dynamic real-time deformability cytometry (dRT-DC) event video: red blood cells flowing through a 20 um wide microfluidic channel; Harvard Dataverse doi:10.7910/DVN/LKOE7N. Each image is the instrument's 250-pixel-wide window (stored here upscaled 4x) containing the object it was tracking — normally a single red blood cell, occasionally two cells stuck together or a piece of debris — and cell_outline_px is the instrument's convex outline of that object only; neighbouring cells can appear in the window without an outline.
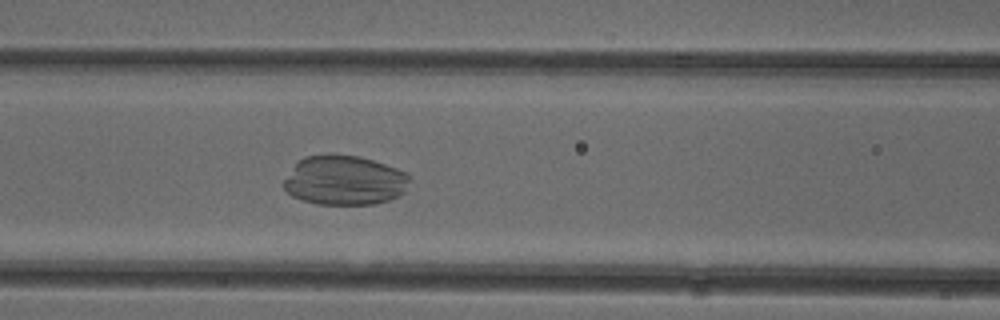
{"species": "common noctule bat (a hibernating species)", "species_latin": "Nyctalus noctula", "temperature_condition": "cold", "stored_images_in_passage": 51, "camera_frame_rate_fps": 3000, "um_per_image_px": 0.085, "animal": {"sex": "female"}, "frame": {"image": 1, "passage_image": 21, "time_ms": 6.667, "image_size_px": [1000, 320], "cell_outline_px": [[408, 180], [404, 192], [400, 196], [388, 200], [372, 204], [316, 204], [292, 196], [284, 188], [284, 180], [296, 160], [304, 156], [332, 152], [360, 156], [396, 168], [404, 172], [408, 176]], "centroid_in_image_um": [29.23, 15.29], "position_along_channel_um": 137.4, "area_um2": 36.65}}
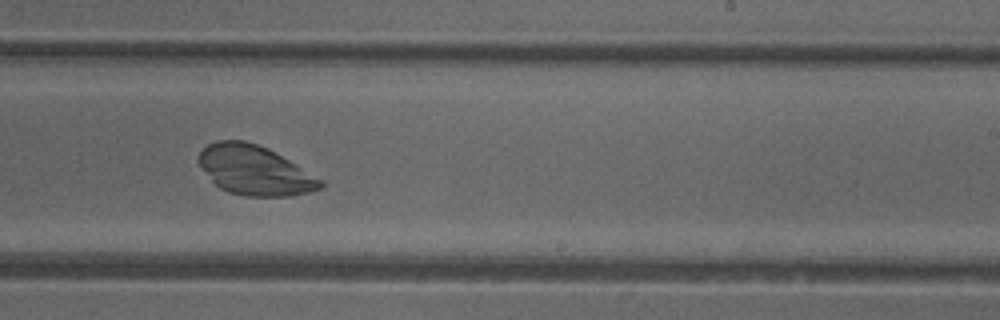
{"frame": {"image": 2, "passage_image": 31, "time_ms": 10.0, "image_size_px": [1000, 320], "cell_outline_px": [[324, 188], [292, 196], [248, 196], [228, 192], [220, 188], [212, 180], [200, 164], [196, 156], [208, 144], [216, 140], [244, 140], [268, 148], [324, 180]], "centroid_in_image_um": [21.68, 14.48], "position_along_channel_um": 267.3, "area_um2": 35.03}}
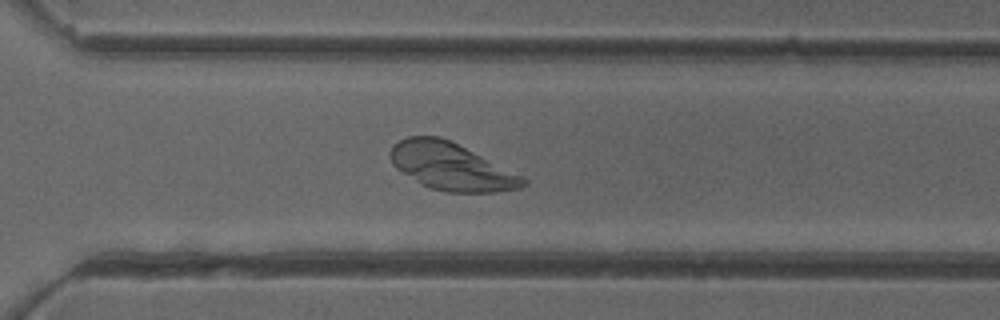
{"frame": {"image": 3, "passage_image": 36, "time_ms": 11.667, "image_size_px": [1000, 320], "cell_outline_px": [[528, 184], [520, 188], [496, 192], [448, 192], [428, 188], [420, 184], [396, 168], [392, 164], [388, 156], [392, 144], [408, 136], [440, 136], [528, 180]], "centroid_in_image_um": [38.27, 14.17], "position_along_channel_um": 332.3, "area_um2": 36.01}}